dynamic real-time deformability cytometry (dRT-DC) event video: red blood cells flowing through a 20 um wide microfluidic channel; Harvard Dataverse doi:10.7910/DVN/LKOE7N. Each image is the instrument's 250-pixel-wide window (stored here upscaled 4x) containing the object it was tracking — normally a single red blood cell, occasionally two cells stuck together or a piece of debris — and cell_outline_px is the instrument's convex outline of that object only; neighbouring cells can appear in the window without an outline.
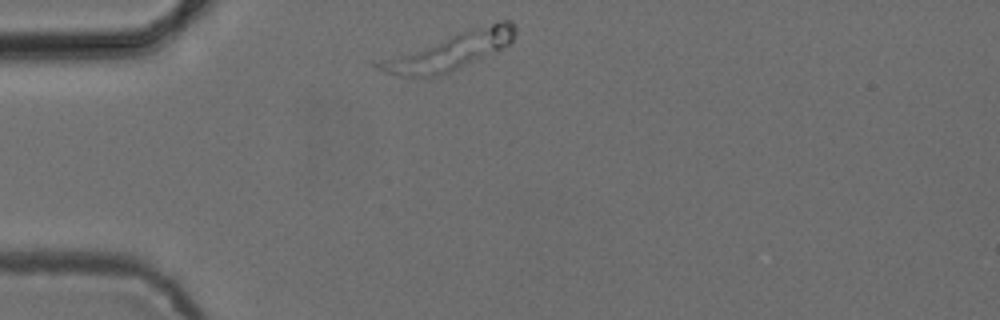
{"species": "common noctule bat (a hibernating species)", "species_latin": "Nyctalus noctula", "temperature_condition": "cold", "stored_images_in_passage": 32, "camera_frame_rate_fps": 3000, "um_per_image_px": 0.085, "animal": {"sex": "female", "body_mass_g": 24.6, "forearm_length_mm": 56.2}, "frame": {"image": 1, "passage_image": 1, "time_ms": 0.0, "image_size_px": [1000, 320], "cell_outline_px": [[516, 32], [512, 44], [440, 76], [416, 76], [388, 72], [376, 68], [372, 64], [460, 32], [500, 20], [512, 20], [516, 28]], "centroid_in_image_um": [38.4, 4.33], "position_along_channel_um": 46.6, "area_um2": 27.98}}
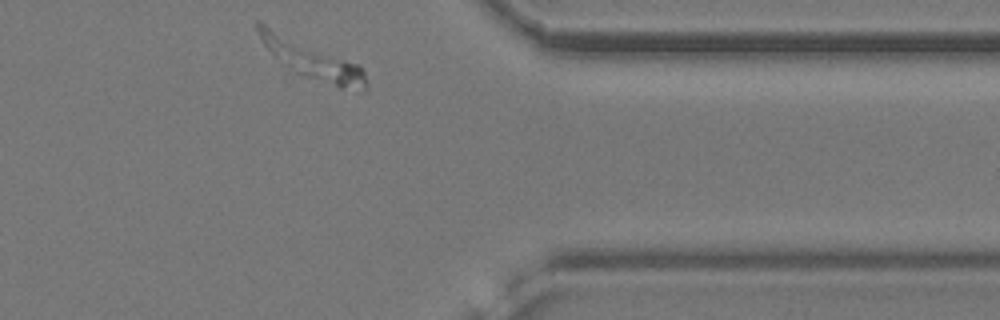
{"frame": {"image": 2, "passage_image": 32, "time_ms": 10.333, "image_size_px": [1000, 320], "cell_outline_px": [[368, 88], [364, 92], [340, 88], [308, 76], [300, 72], [276, 56], [260, 40], [256, 28], [256, 20], [260, 20], [360, 64], [364, 68], [368, 80]], "centroid_in_image_um": [26.62, 5.01], "position_along_channel_um": 384.8, "area_um2": 24.1}}